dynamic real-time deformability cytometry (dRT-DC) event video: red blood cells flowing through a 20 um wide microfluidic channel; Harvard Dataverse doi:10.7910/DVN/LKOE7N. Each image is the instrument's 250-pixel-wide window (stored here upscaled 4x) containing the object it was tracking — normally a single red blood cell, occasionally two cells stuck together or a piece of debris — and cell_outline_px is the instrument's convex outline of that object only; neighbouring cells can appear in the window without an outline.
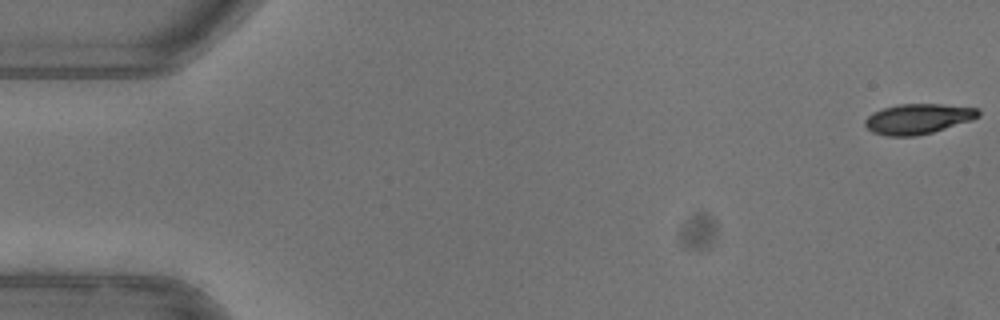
{"species": "common noctule bat (a hibernating species)", "species_latin": "Nyctalus noctula", "temperature_condition": "warm", "stored_images_in_passage": 23, "camera_frame_rate_fps": 3000, "um_per_image_px": 0.085, "animal": {"sex": "female"}, "frame": {"image": 1, "passage_image": 1, "time_ms": 0.0, "image_size_px": [1000, 320], "cell_outline_px": [[980, 116], [972, 120], [932, 132], [916, 136], [888, 136], [872, 132], [864, 124], [864, 120], [872, 112], [884, 108], [900, 104], [940, 104], [976, 108], [980, 112]], "centroid_in_image_um": [78.01, 10.1], "position_along_channel_um": 7.0, "area_um2": 19.83}}
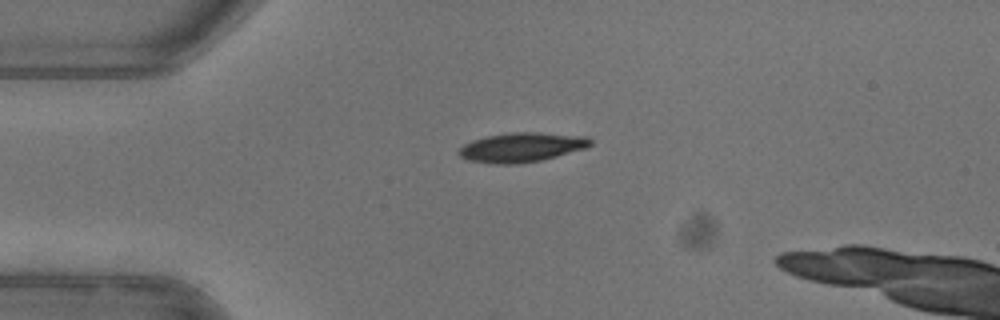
{"frame": {"image": 2, "passage_image": 13, "time_ms": 4.0, "image_size_px": [1000, 320], "cell_outline_px": [[592, 144], [584, 148], [556, 156], [540, 160], [516, 164], [496, 164], [468, 160], [460, 156], [456, 152], [464, 144], [472, 140], [488, 136], [508, 132], [536, 132], [588, 136], [592, 140]], "centroid_in_image_um": [44.32, 12.51], "position_along_channel_um": 40.7, "area_um2": 22.48}}
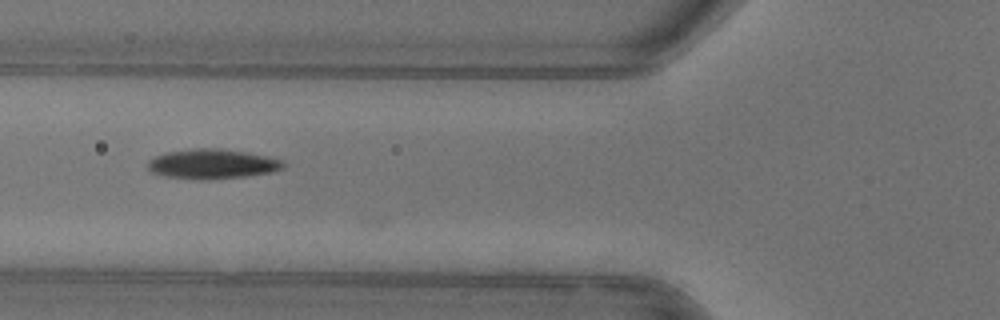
{"frame": {"image": 3, "passage_image": 20, "time_ms": 6.333, "image_size_px": [1000, 320], "cell_outline_px": [[288, 164], [284, 168], [272, 172], [244, 176], [200, 180], [164, 176], [152, 172], [148, 168], [148, 160], [156, 156], [168, 152], [196, 148], [220, 148], [248, 152], [268, 156], [284, 160]], "centroid_in_image_um": [18.1, 13.93], "position_along_channel_um": 107.7, "area_um2": 23.58}}